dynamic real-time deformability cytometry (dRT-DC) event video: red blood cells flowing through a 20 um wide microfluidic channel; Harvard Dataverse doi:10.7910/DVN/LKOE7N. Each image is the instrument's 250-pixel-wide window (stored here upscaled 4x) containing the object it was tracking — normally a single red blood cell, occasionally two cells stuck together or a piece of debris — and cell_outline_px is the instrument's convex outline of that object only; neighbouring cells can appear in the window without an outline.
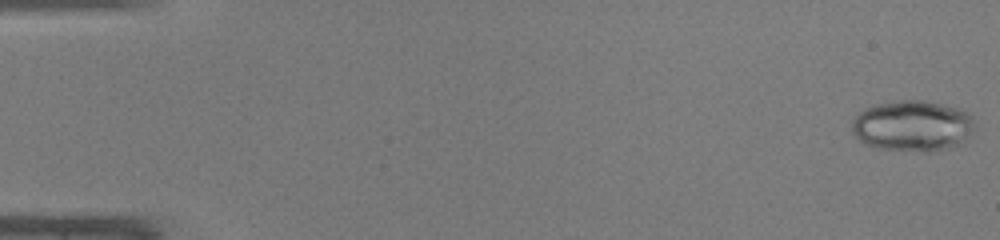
{"species": "common noctule bat (a hibernating species)", "species_latin": "Nyctalus noctula", "temperature_condition": "warm", "stored_images_in_passage": 47, "camera_frame_rate_fps": 3000, "um_per_image_px": 0.085, "animal": {"sex": "male", "body_mass_g": 19.0, "forearm_length_mm": 50.8}, "frame": {"image": 1, "passage_image": 1, "time_ms": 0.0, "image_size_px": [1000, 240], "cell_outline_px": [[976, 124], [972, 132], [964, 144], [948, 148], [928, 152], [920, 152], [876, 148], [864, 144], [852, 132], [852, 120], [864, 108], [876, 104], [900, 100], [924, 100], [960, 108], [968, 112], [976, 120]], "centroid_in_image_um": [77.62, 10.71], "position_along_channel_um": 7.4, "area_um2": 37.11}}
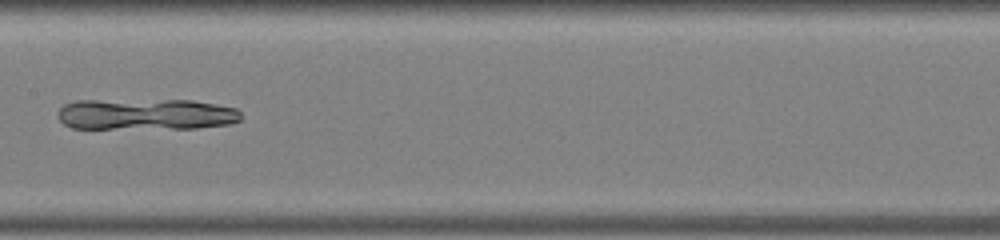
{"frame": {"image": 2, "passage_image": 25, "time_ms": 8.0, "image_size_px": [1000, 240], "cell_outline_px": [[240, 120], [228, 124], [196, 128], [72, 128], [64, 124], [60, 120], [56, 112], [64, 104], [76, 100], [192, 100], [236, 108], [240, 112]], "centroid_in_image_um": [12.36, 9.71], "position_along_channel_um": 195.0, "area_um2": 33.41}}
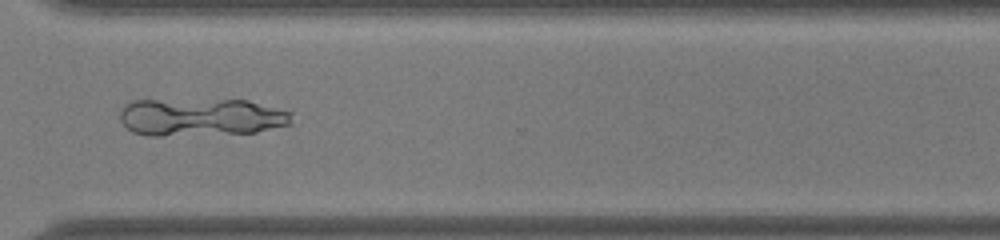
{"frame": {"image": 3, "passage_image": 36, "time_ms": 11.667, "image_size_px": [1000, 240], "cell_outline_px": [[292, 124], [256, 132], [160, 136], [148, 136], [132, 132], [120, 120], [120, 108], [124, 104], [132, 100], [248, 100], [292, 112]], "centroid_in_image_um": [17.07, 9.95], "position_along_channel_um": 353.5, "area_um2": 37.97}}